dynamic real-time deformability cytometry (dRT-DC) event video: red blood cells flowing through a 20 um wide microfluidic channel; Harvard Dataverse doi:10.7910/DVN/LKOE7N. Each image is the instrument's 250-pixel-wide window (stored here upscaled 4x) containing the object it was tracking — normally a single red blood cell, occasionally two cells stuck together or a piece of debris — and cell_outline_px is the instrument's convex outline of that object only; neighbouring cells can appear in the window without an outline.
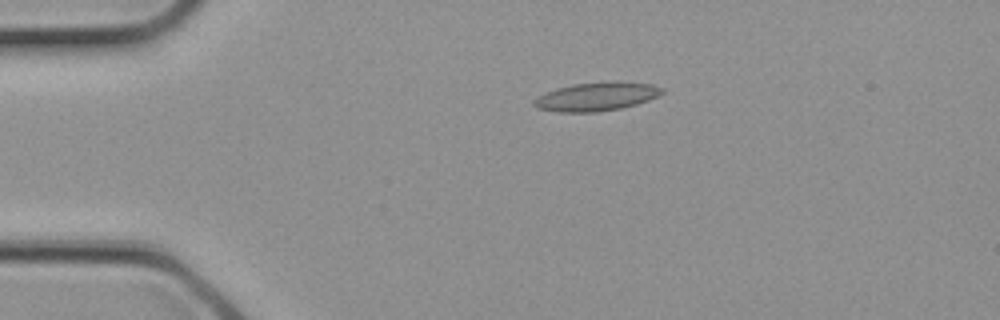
{"species": "common noctule bat (a hibernating species)", "species_latin": "Nyctalus noctula", "temperature_condition": "cold", "stored_images_in_passage": 1, "camera_frame_rate_fps": 3000, "um_per_image_px": 0.085, "animal": {"sex": "female", "body_mass_g": 21.9}, "frame": {"image": 1, "passage_image": 1, "time_ms": 0.0, "image_size_px": [1000, 320], "cell_outline_px": [[664, 92], [648, 100], [636, 104], [620, 108], [596, 112], [556, 112], [540, 108], [532, 104], [532, 100], [536, 96], [556, 88], [572, 84], [652, 84], [664, 88]], "centroid_in_image_um": [50.61, 8.25], "position_along_channel_um": 34.4, "area_um2": 20.4}}